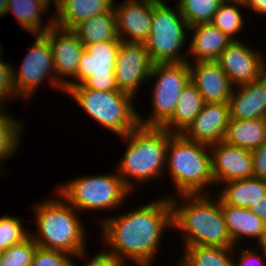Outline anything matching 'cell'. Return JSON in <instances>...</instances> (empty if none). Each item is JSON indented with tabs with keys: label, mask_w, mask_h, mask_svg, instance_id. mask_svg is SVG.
<instances>
[{
	"label": "cell",
	"mask_w": 266,
	"mask_h": 266,
	"mask_svg": "<svg viewBox=\"0 0 266 266\" xmlns=\"http://www.w3.org/2000/svg\"><path fill=\"white\" fill-rule=\"evenodd\" d=\"M118 213L95 220L101 229L102 239H99L106 247L102 250L124 266L131 262L135 266H154L153 263L158 262L156 255L163 243V234L172 229L170 199L160 196L128 212L120 209Z\"/></svg>",
	"instance_id": "cell-1"
},
{
	"label": "cell",
	"mask_w": 266,
	"mask_h": 266,
	"mask_svg": "<svg viewBox=\"0 0 266 266\" xmlns=\"http://www.w3.org/2000/svg\"><path fill=\"white\" fill-rule=\"evenodd\" d=\"M173 194H165V197L170 199L172 206V230L181 233L183 247H234L222 212L221 198L216 193Z\"/></svg>",
	"instance_id": "cell-2"
},
{
	"label": "cell",
	"mask_w": 266,
	"mask_h": 266,
	"mask_svg": "<svg viewBox=\"0 0 266 266\" xmlns=\"http://www.w3.org/2000/svg\"><path fill=\"white\" fill-rule=\"evenodd\" d=\"M55 195L33 204V219L36 230L30 237L44 249L67 253L76 257L89 250L86 242L89 236L80 213L56 190ZM34 209V210H33Z\"/></svg>",
	"instance_id": "cell-3"
},
{
	"label": "cell",
	"mask_w": 266,
	"mask_h": 266,
	"mask_svg": "<svg viewBox=\"0 0 266 266\" xmlns=\"http://www.w3.org/2000/svg\"><path fill=\"white\" fill-rule=\"evenodd\" d=\"M171 134L163 127L138 125L119 137L125 142L126 149L115 169L133 194L139 184L145 183L146 186L147 181L158 182L159 178H165L166 151Z\"/></svg>",
	"instance_id": "cell-4"
},
{
	"label": "cell",
	"mask_w": 266,
	"mask_h": 266,
	"mask_svg": "<svg viewBox=\"0 0 266 266\" xmlns=\"http://www.w3.org/2000/svg\"><path fill=\"white\" fill-rule=\"evenodd\" d=\"M173 183L175 195L212 194L214 185L210 145L194 142L181 133L169 136L165 176ZM209 190V192L207 191Z\"/></svg>",
	"instance_id": "cell-5"
},
{
	"label": "cell",
	"mask_w": 266,
	"mask_h": 266,
	"mask_svg": "<svg viewBox=\"0 0 266 266\" xmlns=\"http://www.w3.org/2000/svg\"><path fill=\"white\" fill-rule=\"evenodd\" d=\"M66 94L85 111L86 115L113 134L122 137L138 125L135 98L119 90L97 91L82 84L71 87Z\"/></svg>",
	"instance_id": "cell-6"
},
{
	"label": "cell",
	"mask_w": 266,
	"mask_h": 266,
	"mask_svg": "<svg viewBox=\"0 0 266 266\" xmlns=\"http://www.w3.org/2000/svg\"><path fill=\"white\" fill-rule=\"evenodd\" d=\"M112 172L105 173L106 175L77 176L57 186L55 190L82 214L91 210L119 211L133 193L115 168Z\"/></svg>",
	"instance_id": "cell-7"
},
{
	"label": "cell",
	"mask_w": 266,
	"mask_h": 266,
	"mask_svg": "<svg viewBox=\"0 0 266 266\" xmlns=\"http://www.w3.org/2000/svg\"><path fill=\"white\" fill-rule=\"evenodd\" d=\"M189 28L177 4L172 7L166 2H156L153 5L150 34L144 44L152 63L188 61L186 55ZM184 49L185 55H183Z\"/></svg>",
	"instance_id": "cell-8"
},
{
	"label": "cell",
	"mask_w": 266,
	"mask_h": 266,
	"mask_svg": "<svg viewBox=\"0 0 266 266\" xmlns=\"http://www.w3.org/2000/svg\"><path fill=\"white\" fill-rule=\"evenodd\" d=\"M151 80V81H150ZM151 86L150 114H138L139 125L163 127L174 115L178 98L190 81L189 62L155 63L152 65L148 82Z\"/></svg>",
	"instance_id": "cell-9"
},
{
	"label": "cell",
	"mask_w": 266,
	"mask_h": 266,
	"mask_svg": "<svg viewBox=\"0 0 266 266\" xmlns=\"http://www.w3.org/2000/svg\"><path fill=\"white\" fill-rule=\"evenodd\" d=\"M34 42L27 49L19 69L13 63V84L17 99L29 103L40 85H50L51 89L64 93L56 82L52 51L48 39L43 34H34ZM17 68V69H16ZM47 80V81H46ZM45 81V82H44ZM53 87V88H52Z\"/></svg>",
	"instance_id": "cell-10"
},
{
	"label": "cell",
	"mask_w": 266,
	"mask_h": 266,
	"mask_svg": "<svg viewBox=\"0 0 266 266\" xmlns=\"http://www.w3.org/2000/svg\"><path fill=\"white\" fill-rule=\"evenodd\" d=\"M121 42L120 39H114L84 45L76 78L64 89V93L81 84L97 91L118 90L115 63Z\"/></svg>",
	"instance_id": "cell-11"
},
{
	"label": "cell",
	"mask_w": 266,
	"mask_h": 266,
	"mask_svg": "<svg viewBox=\"0 0 266 266\" xmlns=\"http://www.w3.org/2000/svg\"><path fill=\"white\" fill-rule=\"evenodd\" d=\"M255 48L241 39L233 40L216 60L234 87L257 81L266 74V54Z\"/></svg>",
	"instance_id": "cell-12"
},
{
	"label": "cell",
	"mask_w": 266,
	"mask_h": 266,
	"mask_svg": "<svg viewBox=\"0 0 266 266\" xmlns=\"http://www.w3.org/2000/svg\"><path fill=\"white\" fill-rule=\"evenodd\" d=\"M152 65L144 44L121 42L115 63L118 90L136 99L141 86L148 83Z\"/></svg>",
	"instance_id": "cell-13"
},
{
	"label": "cell",
	"mask_w": 266,
	"mask_h": 266,
	"mask_svg": "<svg viewBox=\"0 0 266 266\" xmlns=\"http://www.w3.org/2000/svg\"><path fill=\"white\" fill-rule=\"evenodd\" d=\"M43 35L51 46L56 82L65 89L76 78L84 45L72 29L54 25Z\"/></svg>",
	"instance_id": "cell-14"
},
{
	"label": "cell",
	"mask_w": 266,
	"mask_h": 266,
	"mask_svg": "<svg viewBox=\"0 0 266 266\" xmlns=\"http://www.w3.org/2000/svg\"><path fill=\"white\" fill-rule=\"evenodd\" d=\"M210 152L214 189L226 182L253 177L251 150L236 147L222 140L210 145Z\"/></svg>",
	"instance_id": "cell-15"
},
{
	"label": "cell",
	"mask_w": 266,
	"mask_h": 266,
	"mask_svg": "<svg viewBox=\"0 0 266 266\" xmlns=\"http://www.w3.org/2000/svg\"><path fill=\"white\" fill-rule=\"evenodd\" d=\"M154 0L114 2L117 34L122 42L145 44L150 30Z\"/></svg>",
	"instance_id": "cell-16"
},
{
	"label": "cell",
	"mask_w": 266,
	"mask_h": 266,
	"mask_svg": "<svg viewBox=\"0 0 266 266\" xmlns=\"http://www.w3.org/2000/svg\"><path fill=\"white\" fill-rule=\"evenodd\" d=\"M187 62L190 81L197 87L205 103L229 102L234 86L216 60Z\"/></svg>",
	"instance_id": "cell-17"
},
{
	"label": "cell",
	"mask_w": 266,
	"mask_h": 266,
	"mask_svg": "<svg viewBox=\"0 0 266 266\" xmlns=\"http://www.w3.org/2000/svg\"><path fill=\"white\" fill-rule=\"evenodd\" d=\"M230 120L229 103H205L200 113L181 133L194 142L212 145L224 139Z\"/></svg>",
	"instance_id": "cell-18"
},
{
	"label": "cell",
	"mask_w": 266,
	"mask_h": 266,
	"mask_svg": "<svg viewBox=\"0 0 266 266\" xmlns=\"http://www.w3.org/2000/svg\"><path fill=\"white\" fill-rule=\"evenodd\" d=\"M221 208L234 246L240 248L241 242L243 245L248 242L249 246L253 244L254 247L262 241L266 232V223L249 208L231 206L222 199Z\"/></svg>",
	"instance_id": "cell-19"
},
{
	"label": "cell",
	"mask_w": 266,
	"mask_h": 266,
	"mask_svg": "<svg viewBox=\"0 0 266 266\" xmlns=\"http://www.w3.org/2000/svg\"><path fill=\"white\" fill-rule=\"evenodd\" d=\"M228 103L230 118H265L266 74L257 81L235 86Z\"/></svg>",
	"instance_id": "cell-20"
},
{
	"label": "cell",
	"mask_w": 266,
	"mask_h": 266,
	"mask_svg": "<svg viewBox=\"0 0 266 266\" xmlns=\"http://www.w3.org/2000/svg\"><path fill=\"white\" fill-rule=\"evenodd\" d=\"M188 36L187 57L193 62L217 60L233 41L210 22L190 27Z\"/></svg>",
	"instance_id": "cell-21"
},
{
	"label": "cell",
	"mask_w": 266,
	"mask_h": 266,
	"mask_svg": "<svg viewBox=\"0 0 266 266\" xmlns=\"http://www.w3.org/2000/svg\"><path fill=\"white\" fill-rule=\"evenodd\" d=\"M115 0H58V8L53 15L54 25L73 29L81 21L91 16L110 12Z\"/></svg>",
	"instance_id": "cell-22"
},
{
	"label": "cell",
	"mask_w": 266,
	"mask_h": 266,
	"mask_svg": "<svg viewBox=\"0 0 266 266\" xmlns=\"http://www.w3.org/2000/svg\"><path fill=\"white\" fill-rule=\"evenodd\" d=\"M214 192L228 205L249 208L266 196V180L250 177L226 182Z\"/></svg>",
	"instance_id": "cell-23"
},
{
	"label": "cell",
	"mask_w": 266,
	"mask_h": 266,
	"mask_svg": "<svg viewBox=\"0 0 266 266\" xmlns=\"http://www.w3.org/2000/svg\"><path fill=\"white\" fill-rule=\"evenodd\" d=\"M239 148L253 150L266 143L265 118L236 119L230 118L223 139Z\"/></svg>",
	"instance_id": "cell-24"
},
{
	"label": "cell",
	"mask_w": 266,
	"mask_h": 266,
	"mask_svg": "<svg viewBox=\"0 0 266 266\" xmlns=\"http://www.w3.org/2000/svg\"><path fill=\"white\" fill-rule=\"evenodd\" d=\"M49 16V21L45 25L42 15ZM14 14L20 29L28 31L32 35L43 34L54 26L53 14L41 3L35 0H8L7 15ZM43 13V14H42Z\"/></svg>",
	"instance_id": "cell-25"
},
{
	"label": "cell",
	"mask_w": 266,
	"mask_h": 266,
	"mask_svg": "<svg viewBox=\"0 0 266 266\" xmlns=\"http://www.w3.org/2000/svg\"><path fill=\"white\" fill-rule=\"evenodd\" d=\"M182 248L183 254L176 260V266H236L234 247L190 245Z\"/></svg>",
	"instance_id": "cell-26"
},
{
	"label": "cell",
	"mask_w": 266,
	"mask_h": 266,
	"mask_svg": "<svg viewBox=\"0 0 266 266\" xmlns=\"http://www.w3.org/2000/svg\"><path fill=\"white\" fill-rule=\"evenodd\" d=\"M204 104L197 87L189 81L178 98L174 115L163 128L170 133H182L200 113Z\"/></svg>",
	"instance_id": "cell-27"
},
{
	"label": "cell",
	"mask_w": 266,
	"mask_h": 266,
	"mask_svg": "<svg viewBox=\"0 0 266 266\" xmlns=\"http://www.w3.org/2000/svg\"><path fill=\"white\" fill-rule=\"evenodd\" d=\"M83 45L120 39L114 9L81 21L72 29Z\"/></svg>",
	"instance_id": "cell-28"
},
{
	"label": "cell",
	"mask_w": 266,
	"mask_h": 266,
	"mask_svg": "<svg viewBox=\"0 0 266 266\" xmlns=\"http://www.w3.org/2000/svg\"><path fill=\"white\" fill-rule=\"evenodd\" d=\"M0 111V170L6 175L5 168H3L4 162L17 155L20 145H22L21 139L22 132H24V123L22 120L14 118L12 112L8 114V109ZM16 153V155H15Z\"/></svg>",
	"instance_id": "cell-29"
},
{
	"label": "cell",
	"mask_w": 266,
	"mask_h": 266,
	"mask_svg": "<svg viewBox=\"0 0 266 266\" xmlns=\"http://www.w3.org/2000/svg\"><path fill=\"white\" fill-rule=\"evenodd\" d=\"M241 8H245L241 0H224L210 23L225 33L231 40H239L240 38L237 39V37L245 26Z\"/></svg>",
	"instance_id": "cell-30"
},
{
	"label": "cell",
	"mask_w": 266,
	"mask_h": 266,
	"mask_svg": "<svg viewBox=\"0 0 266 266\" xmlns=\"http://www.w3.org/2000/svg\"><path fill=\"white\" fill-rule=\"evenodd\" d=\"M224 0H177V5L189 27L209 23Z\"/></svg>",
	"instance_id": "cell-31"
},
{
	"label": "cell",
	"mask_w": 266,
	"mask_h": 266,
	"mask_svg": "<svg viewBox=\"0 0 266 266\" xmlns=\"http://www.w3.org/2000/svg\"><path fill=\"white\" fill-rule=\"evenodd\" d=\"M24 218L15 215L0 217V252L3 253L12 245L23 242L30 236V232L23 227Z\"/></svg>",
	"instance_id": "cell-32"
},
{
	"label": "cell",
	"mask_w": 266,
	"mask_h": 266,
	"mask_svg": "<svg viewBox=\"0 0 266 266\" xmlns=\"http://www.w3.org/2000/svg\"><path fill=\"white\" fill-rule=\"evenodd\" d=\"M38 245L29 236L23 242L7 248L0 256V266H31Z\"/></svg>",
	"instance_id": "cell-33"
},
{
	"label": "cell",
	"mask_w": 266,
	"mask_h": 266,
	"mask_svg": "<svg viewBox=\"0 0 266 266\" xmlns=\"http://www.w3.org/2000/svg\"><path fill=\"white\" fill-rule=\"evenodd\" d=\"M73 259L67 253L37 247L31 266H71Z\"/></svg>",
	"instance_id": "cell-34"
},
{
	"label": "cell",
	"mask_w": 266,
	"mask_h": 266,
	"mask_svg": "<svg viewBox=\"0 0 266 266\" xmlns=\"http://www.w3.org/2000/svg\"><path fill=\"white\" fill-rule=\"evenodd\" d=\"M3 54H0V97L6 103H11L10 100L17 101L13 84V63H10L13 61H5Z\"/></svg>",
	"instance_id": "cell-35"
},
{
	"label": "cell",
	"mask_w": 266,
	"mask_h": 266,
	"mask_svg": "<svg viewBox=\"0 0 266 266\" xmlns=\"http://www.w3.org/2000/svg\"><path fill=\"white\" fill-rule=\"evenodd\" d=\"M246 246H247L246 248L244 246L242 248L241 246L240 249H238L237 246H234V258H235L234 260L236 266H266V256L263 250L258 245H254L255 246L254 248L253 247L248 248V245ZM256 249L259 250L260 252L257 251ZM235 254L236 256L238 255L239 256L236 257Z\"/></svg>",
	"instance_id": "cell-36"
},
{
	"label": "cell",
	"mask_w": 266,
	"mask_h": 266,
	"mask_svg": "<svg viewBox=\"0 0 266 266\" xmlns=\"http://www.w3.org/2000/svg\"><path fill=\"white\" fill-rule=\"evenodd\" d=\"M88 253H89V250L86 252L80 253L79 255L76 256L77 260L80 259L81 262L83 261L84 265L83 264L80 265L78 263H75V261L73 259L71 266H79V265L80 266H124L117 259H115L113 256L107 254L103 250L98 251L96 254L94 253L93 256H91Z\"/></svg>",
	"instance_id": "cell-37"
},
{
	"label": "cell",
	"mask_w": 266,
	"mask_h": 266,
	"mask_svg": "<svg viewBox=\"0 0 266 266\" xmlns=\"http://www.w3.org/2000/svg\"><path fill=\"white\" fill-rule=\"evenodd\" d=\"M253 157V176L266 180V143L251 150Z\"/></svg>",
	"instance_id": "cell-38"
},
{
	"label": "cell",
	"mask_w": 266,
	"mask_h": 266,
	"mask_svg": "<svg viewBox=\"0 0 266 266\" xmlns=\"http://www.w3.org/2000/svg\"><path fill=\"white\" fill-rule=\"evenodd\" d=\"M242 4L247 8L248 12L253 11L256 15L259 14L260 16H266V0H241Z\"/></svg>",
	"instance_id": "cell-39"
},
{
	"label": "cell",
	"mask_w": 266,
	"mask_h": 266,
	"mask_svg": "<svg viewBox=\"0 0 266 266\" xmlns=\"http://www.w3.org/2000/svg\"><path fill=\"white\" fill-rule=\"evenodd\" d=\"M249 210L255 213L266 223V196L259 200L257 203L252 204Z\"/></svg>",
	"instance_id": "cell-40"
},
{
	"label": "cell",
	"mask_w": 266,
	"mask_h": 266,
	"mask_svg": "<svg viewBox=\"0 0 266 266\" xmlns=\"http://www.w3.org/2000/svg\"><path fill=\"white\" fill-rule=\"evenodd\" d=\"M38 1L39 3H41L42 5H44L49 11L51 8V6H54V9L51 11H54L53 15L56 13L57 8H58V0H35ZM54 4V5H52ZM50 8V9H49Z\"/></svg>",
	"instance_id": "cell-41"
},
{
	"label": "cell",
	"mask_w": 266,
	"mask_h": 266,
	"mask_svg": "<svg viewBox=\"0 0 266 266\" xmlns=\"http://www.w3.org/2000/svg\"><path fill=\"white\" fill-rule=\"evenodd\" d=\"M8 0H0V19L7 16Z\"/></svg>",
	"instance_id": "cell-42"
},
{
	"label": "cell",
	"mask_w": 266,
	"mask_h": 266,
	"mask_svg": "<svg viewBox=\"0 0 266 266\" xmlns=\"http://www.w3.org/2000/svg\"><path fill=\"white\" fill-rule=\"evenodd\" d=\"M258 246L263 250L265 256H266V232L262 239V241L258 244Z\"/></svg>",
	"instance_id": "cell-43"
},
{
	"label": "cell",
	"mask_w": 266,
	"mask_h": 266,
	"mask_svg": "<svg viewBox=\"0 0 266 266\" xmlns=\"http://www.w3.org/2000/svg\"><path fill=\"white\" fill-rule=\"evenodd\" d=\"M5 105L7 106L8 103H5V101L0 97V111L5 109Z\"/></svg>",
	"instance_id": "cell-44"
},
{
	"label": "cell",
	"mask_w": 266,
	"mask_h": 266,
	"mask_svg": "<svg viewBox=\"0 0 266 266\" xmlns=\"http://www.w3.org/2000/svg\"><path fill=\"white\" fill-rule=\"evenodd\" d=\"M2 51H3V48H2V44L0 43V54L4 53Z\"/></svg>",
	"instance_id": "cell-45"
},
{
	"label": "cell",
	"mask_w": 266,
	"mask_h": 266,
	"mask_svg": "<svg viewBox=\"0 0 266 266\" xmlns=\"http://www.w3.org/2000/svg\"><path fill=\"white\" fill-rule=\"evenodd\" d=\"M5 174L0 170V177L2 176L4 178ZM1 179V178H0Z\"/></svg>",
	"instance_id": "cell-46"
},
{
	"label": "cell",
	"mask_w": 266,
	"mask_h": 266,
	"mask_svg": "<svg viewBox=\"0 0 266 266\" xmlns=\"http://www.w3.org/2000/svg\"><path fill=\"white\" fill-rule=\"evenodd\" d=\"M154 1H156V2H167V0H154Z\"/></svg>",
	"instance_id": "cell-47"
}]
</instances>
